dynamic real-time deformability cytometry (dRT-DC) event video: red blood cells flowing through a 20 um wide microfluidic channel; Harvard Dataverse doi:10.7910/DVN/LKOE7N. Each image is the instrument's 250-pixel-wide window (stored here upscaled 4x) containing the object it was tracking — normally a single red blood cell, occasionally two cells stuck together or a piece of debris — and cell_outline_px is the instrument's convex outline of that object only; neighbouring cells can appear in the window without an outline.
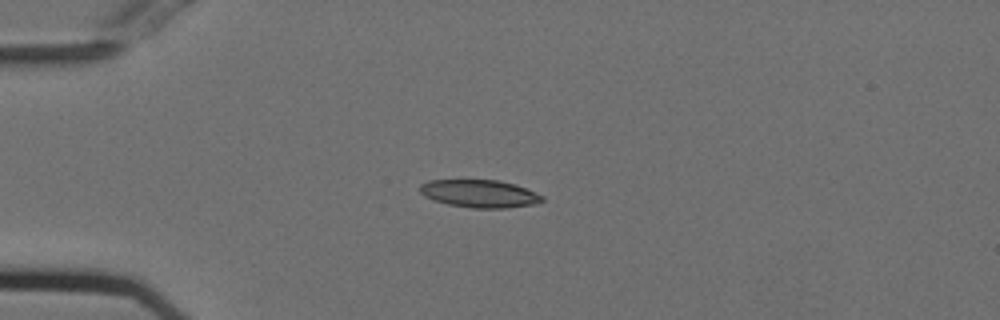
{"species": "Egyptian fruit bat (a non-hibernating species)", "species_latin": "Rousettus aegyptiacus", "temperature_condition": "cold", "stored_images_in_passage": 40, "camera_frame_rate_fps": 3000, "um_per_image_px": 0.085, "animal": {"sex": "female"}, "frame": {"image": 1, "passage_image": 1, "time_ms": 0.0, "image_size_px": [1000, 320], "cell_outline_px": [[544, 200], [536, 204], [504, 208], [472, 208], [448, 204], [432, 200], [424, 196], [420, 192], [420, 184], [428, 180], [496, 180], [516, 184], [536, 192], [544, 196]], "centroid_in_image_um": [40.77, 16.46], "position_along_channel_um": 44.2, "area_um2": 19.88}}
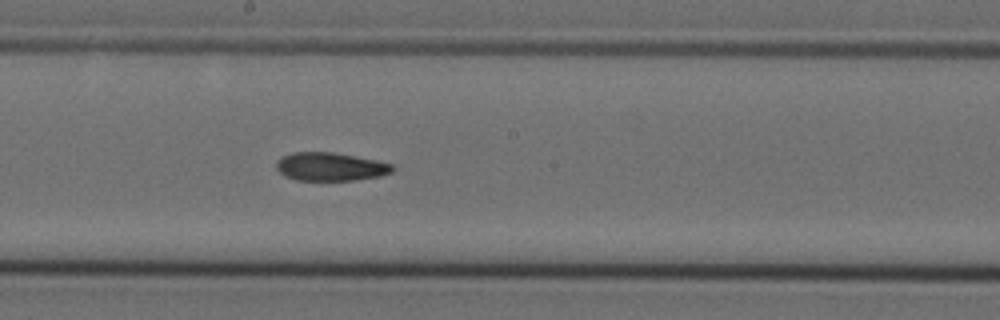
{"frame": {"image": 2, "passage_image": 17, "time_ms": 5.333, "image_size_px": [1000, 320], "cell_outline_px": [[396, 168], [392, 172], [380, 176], [352, 180], [296, 180], [284, 176], [276, 168], [276, 160], [292, 152], [332, 152], [376, 160], [392, 164]], "centroid_in_image_um": [28.07, 14.17], "position_along_channel_um": 220.1, "area_um2": 19.13}}
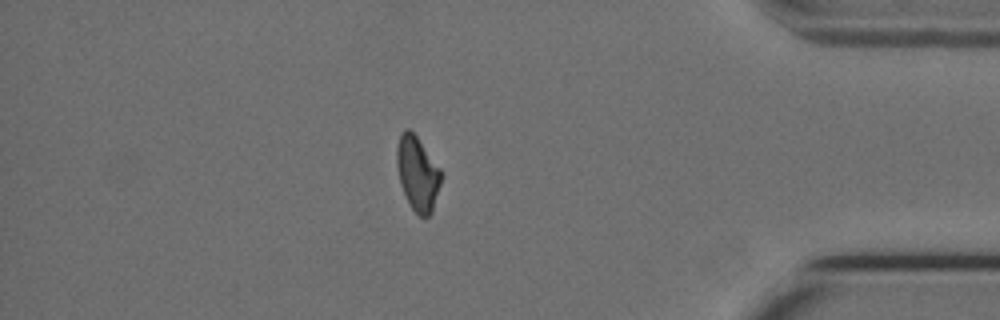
{"frame": {"image": 3, "passage_image": 34, "time_ms": 11.0, "image_size_px": [1000, 320], "cell_outline_px": [[440, 184], [432, 212], [428, 216], [420, 216], [408, 204], [400, 184], [396, 164], [396, 148], [400, 132], [404, 128], [408, 128], [416, 136], [440, 168]], "centroid_in_image_um": [35.45, 14.73], "position_along_channel_um": 399.8, "area_um2": 19.07}, "authors_computed_cell_mechanics": {"area_um2": 19.8254, "velocity_mm_per_s": 3.7444, "shape_relaxation_time_tau1_ms": 5.4327, "shape_relaxation_time_tau2_ms": 3.6577, "deformation_change_tau1": 0.157, "deformation_change_tau2": 0.0994}}